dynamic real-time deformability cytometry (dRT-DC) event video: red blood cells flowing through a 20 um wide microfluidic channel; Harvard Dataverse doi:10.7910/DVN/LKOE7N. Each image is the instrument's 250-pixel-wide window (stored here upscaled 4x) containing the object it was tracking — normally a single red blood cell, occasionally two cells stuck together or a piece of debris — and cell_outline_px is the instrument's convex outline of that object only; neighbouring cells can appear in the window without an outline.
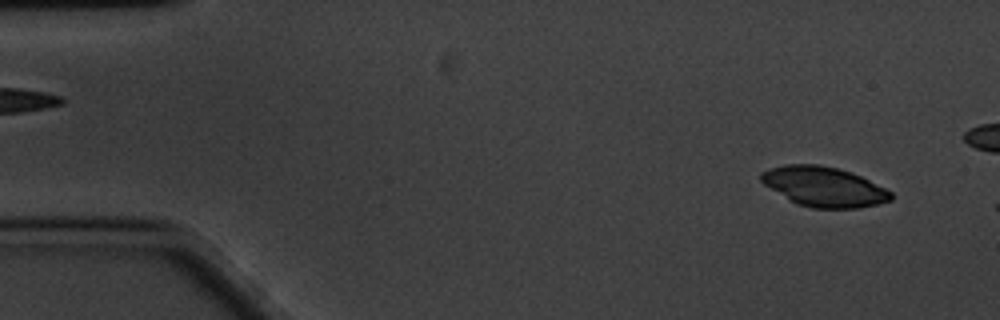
{"species": "common noctule bat (a hibernating species)", "species_latin": "Nyctalus noctula", "temperature_condition": "cold", "stored_images_in_passage": 6, "camera_frame_rate_fps": 3000, "um_per_image_px": 0.085, "animal": {"sex": "male", "body_mass_g": 20.1, "forearm_length_mm": 53.5}, "frame": {"image": 1, "passage_image": 4, "time_ms": 1.0, "image_size_px": [1000, 320], "cell_outline_px": [[892, 200], [876, 204], [856, 208], [812, 208], [796, 204], [764, 184], [760, 180], [760, 172], [768, 168], [784, 164], [820, 164], [836, 168], [860, 176], [892, 192]], "centroid_in_image_um": [69.98, 15.86], "position_along_channel_um": 15.0, "area_um2": 29.94}}